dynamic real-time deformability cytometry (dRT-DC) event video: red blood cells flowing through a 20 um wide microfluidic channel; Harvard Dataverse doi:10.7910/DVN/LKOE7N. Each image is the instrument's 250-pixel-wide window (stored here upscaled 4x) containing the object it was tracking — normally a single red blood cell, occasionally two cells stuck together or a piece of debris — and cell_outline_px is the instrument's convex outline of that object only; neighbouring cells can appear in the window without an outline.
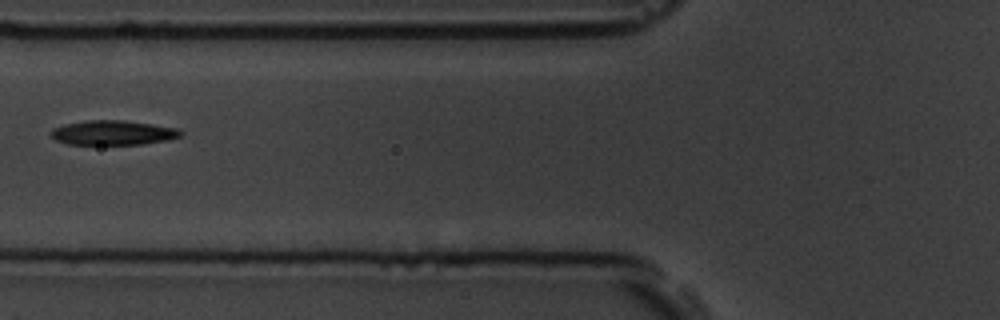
{"species": "common noctule bat (a hibernating species)", "species_latin": "Nyctalus noctula", "temperature_condition": "room temperature", "stored_images_in_passage": 6, "camera_frame_rate_fps": 3000, "um_per_image_px": 0.085, "animal": {"sex": "male", "body_mass_g": 19.5, "forearm_length_mm": 54.6}, "frame": {"image": 1, "passage_image": 6, "time_ms": 5.667, "image_size_px": [1000, 320], "cell_outline_px": [[184, 132], [180, 136], [168, 140], [140, 144], [68, 144], [56, 140], [48, 132], [52, 128], [64, 124], [88, 120], [124, 120], [180, 128]], "centroid_in_image_um": [9.61, 11.27], "position_along_channel_um": 116.2, "area_um2": 18.67}}